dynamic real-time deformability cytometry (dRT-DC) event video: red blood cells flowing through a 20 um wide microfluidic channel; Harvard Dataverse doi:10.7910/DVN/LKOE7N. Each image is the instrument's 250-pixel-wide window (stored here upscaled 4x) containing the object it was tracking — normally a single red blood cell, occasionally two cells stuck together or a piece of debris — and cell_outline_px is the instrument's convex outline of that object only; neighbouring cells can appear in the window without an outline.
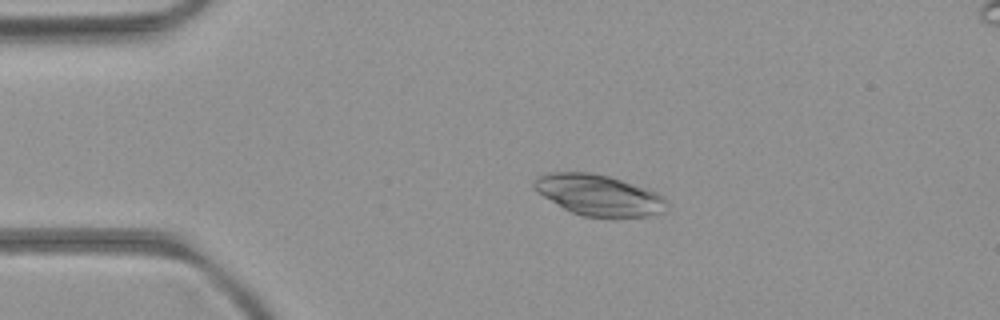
{"species": "common noctule bat (a hibernating species)", "species_latin": "Nyctalus noctula", "temperature_condition": "room temperature", "stored_images_in_passage": 2, "camera_frame_rate_fps": 3000, "um_per_image_px": 0.085, "animal": {"sex": "female", "body_mass_g": 21.9}, "frame": {"image": 1, "passage_image": 1, "time_ms": 0.0, "image_size_px": [1000, 320], "cell_outline_px": [[668, 204], [664, 212], [648, 216], [612, 220], [584, 216], [572, 212], [564, 208], [536, 192], [532, 184], [532, 180], [536, 176], [552, 172], [588, 172], [608, 176], [648, 188], [664, 196], [668, 200]], "centroid_in_image_um": [50.93, 16.62], "position_along_channel_um": 34.1, "area_um2": 32.48}}